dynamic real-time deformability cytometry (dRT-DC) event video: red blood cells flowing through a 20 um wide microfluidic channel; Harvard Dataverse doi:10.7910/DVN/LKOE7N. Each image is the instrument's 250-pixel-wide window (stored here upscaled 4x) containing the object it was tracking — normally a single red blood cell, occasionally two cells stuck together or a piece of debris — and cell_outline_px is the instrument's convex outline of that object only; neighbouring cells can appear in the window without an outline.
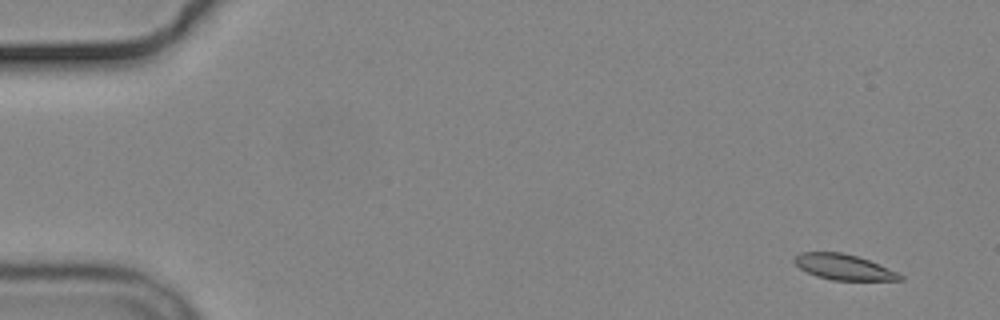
{"species": "common noctule bat (a hibernating species)", "species_latin": "Nyctalus noctula", "temperature_condition": "cold", "stored_images_in_passage": 5, "camera_frame_rate_fps": 3000, "um_per_image_px": 0.085, "animal": {"sex": "male", "body_mass_g": 19.2, "forearm_length_mm": 51.8}, "frame": {"image": 1, "passage_image": 1, "time_ms": 0.0, "image_size_px": [1000, 320], "cell_outline_px": [[904, 280], [832, 280], [816, 276], [800, 268], [792, 260], [800, 252], [840, 252], [856, 256], [868, 260], [896, 272], [904, 276]], "centroid_in_image_um": [71.69, 22.7], "position_along_channel_um": 13.3, "area_um2": 15.49}}
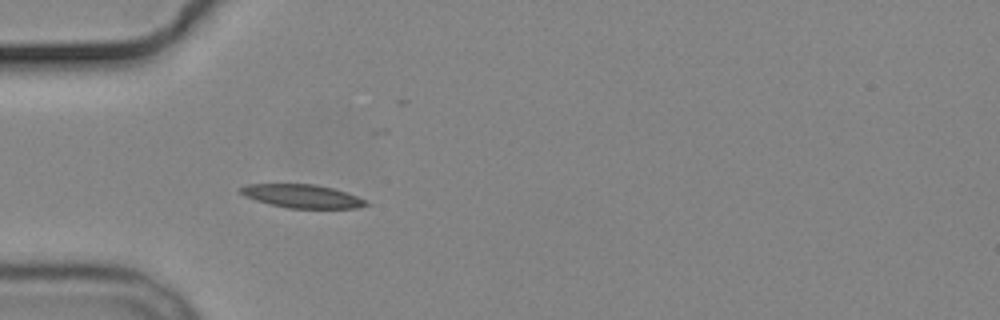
{"frame": {"image": 2, "passage_image": 5, "time_ms": 4.667, "image_size_px": [1000, 320], "cell_outline_px": [[368, 204], [356, 208], [288, 208], [268, 204], [244, 196], [240, 192], [240, 188], [248, 184], [316, 184], [332, 188], [368, 200]], "centroid_in_image_um": [25.67, 16.67], "position_along_channel_um": 59.3, "area_um2": 16.99}}